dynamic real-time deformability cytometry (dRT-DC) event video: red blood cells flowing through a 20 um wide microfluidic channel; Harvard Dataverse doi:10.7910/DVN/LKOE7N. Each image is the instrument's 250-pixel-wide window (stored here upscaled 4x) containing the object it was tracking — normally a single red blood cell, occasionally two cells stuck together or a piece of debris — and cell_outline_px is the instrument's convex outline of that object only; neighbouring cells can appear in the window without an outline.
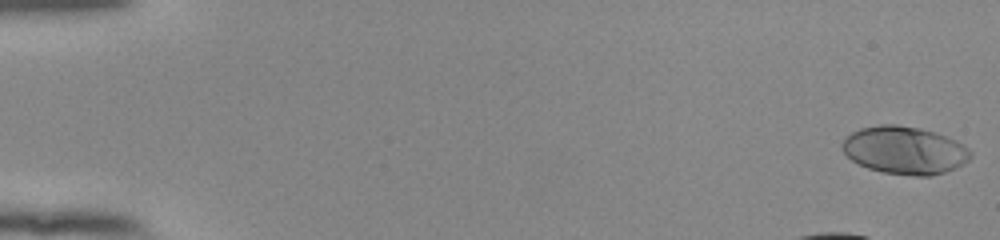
{"species": "human", "species_latin": "Homo sapiens", "temperature_condition": "room temperature", "stored_images_in_passage": 46, "camera_frame_rate_fps": 3000, "um_per_image_px": 0.085, "donor": {"sex": "female"}, "frame": {"image": 1, "passage_image": 1, "time_ms": 0.0, "image_size_px": [1000, 240], "cell_outline_px": [[972, 156], [964, 164], [956, 168], [932, 176], [916, 176], [884, 172], [868, 168], [852, 160], [844, 152], [840, 144], [852, 132], [860, 128], [880, 124], [896, 124], [920, 128], [936, 132], [956, 140], [968, 148], [972, 152]], "centroid_in_image_um": [76.92, 12.76], "position_along_channel_um": 8.1, "area_um2": 35.78}, "authors_computed_cell_mechanics": {"area_um2": 35.0846, "velocity_mm_per_s": 3.8272, "shape_relaxation_time_tau1_ms": 2.8336, "shape_relaxation_time_tau2_ms": null, "deformation_change_tau1": 0.2013, "deformation_change_tau2": null}}